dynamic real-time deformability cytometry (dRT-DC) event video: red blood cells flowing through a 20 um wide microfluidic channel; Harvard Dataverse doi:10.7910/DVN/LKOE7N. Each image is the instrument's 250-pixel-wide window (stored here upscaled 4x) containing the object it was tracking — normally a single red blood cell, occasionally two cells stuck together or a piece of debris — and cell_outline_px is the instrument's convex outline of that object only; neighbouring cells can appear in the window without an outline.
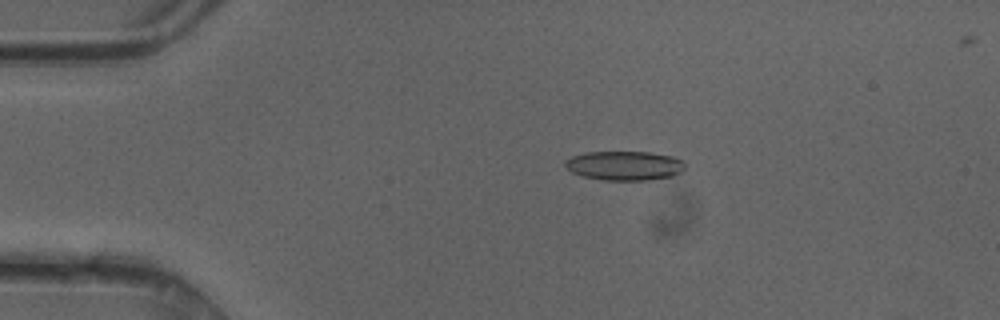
{"species": "common noctule bat (a hibernating species)", "species_latin": "Nyctalus noctula", "temperature_condition": "cold", "stored_images_in_passage": 49, "camera_frame_rate_fps": 3000, "um_per_image_px": 0.085, "animal": {"sex": "female"}, "frame": {"image": 1, "passage_image": 10, "time_ms": 3.0, "image_size_px": [1000, 320], "cell_outline_px": [[684, 168], [680, 172], [672, 176], [644, 180], [604, 180], [584, 176], [572, 172], [564, 164], [564, 160], [572, 156], [584, 152], [648, 152], [676, 156], [684, 164]], "centroid_in_image_um": [53.07, 14.07], "position_along_channel_um": 31.9, "area_um2": 20.35}}
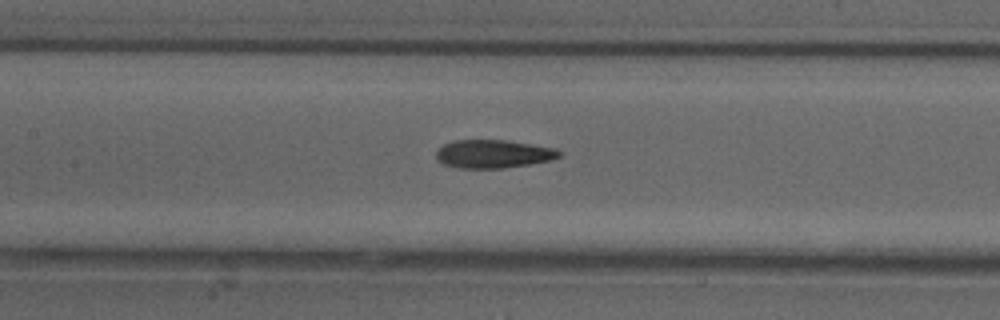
{"frame": {"image": 2, "passage_image": 23, "time_ms": 7.333, "image_size_px": [1000, 320], "cell_outline_px": [[560, 156], [552, 160], [528, 164], [500, 168], [460, 168], [444, 164], [436, 156], [436, 152], [444, 144], [452, 140], [508, 140], [556, 148], [560, 152]], "centroid_in_image_um": [41.94, 13.07], "position_along_channel_um": 165.5, "area_um2": 20.11}}
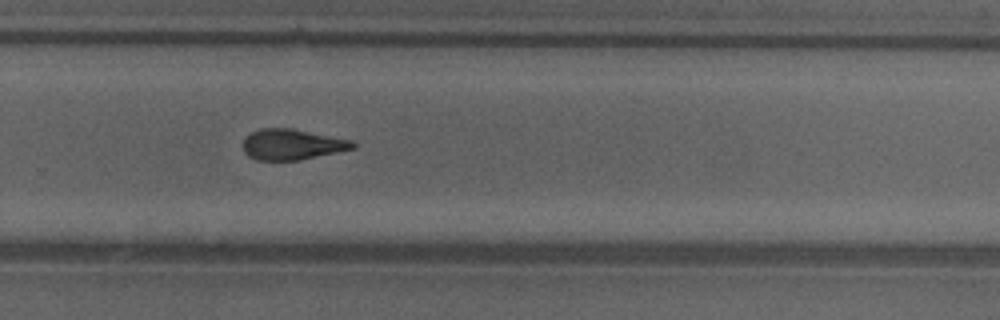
{"frame": {"image": 3, "passage_image": 33, "time_ms": 10.667, "image_size_px": [1000, 320], "cell_outline_px": [[356, 148], [300, 160], [256, 160], [248, 156], [244, 152], [244, 140], [252, 132], [260, 128], [292, 128], [352, 140], [356, 144]], "centroid_in_image_um": [24.84, 12.28], "position_along_channel_um": 305.0, "area_um2": 19.59}, "authors_computed_cell_mechanics": {"area_um2": 20.1722, "velocity_mm_per_s": 4.2083, "shape_relaxation_time_tau1_ms": 5.4792, "shape_relaxation_time_tau2_ms": 2.695, "deformation_change_tau1": 0.1793, "deformation_change_tau2": 0.1231}}